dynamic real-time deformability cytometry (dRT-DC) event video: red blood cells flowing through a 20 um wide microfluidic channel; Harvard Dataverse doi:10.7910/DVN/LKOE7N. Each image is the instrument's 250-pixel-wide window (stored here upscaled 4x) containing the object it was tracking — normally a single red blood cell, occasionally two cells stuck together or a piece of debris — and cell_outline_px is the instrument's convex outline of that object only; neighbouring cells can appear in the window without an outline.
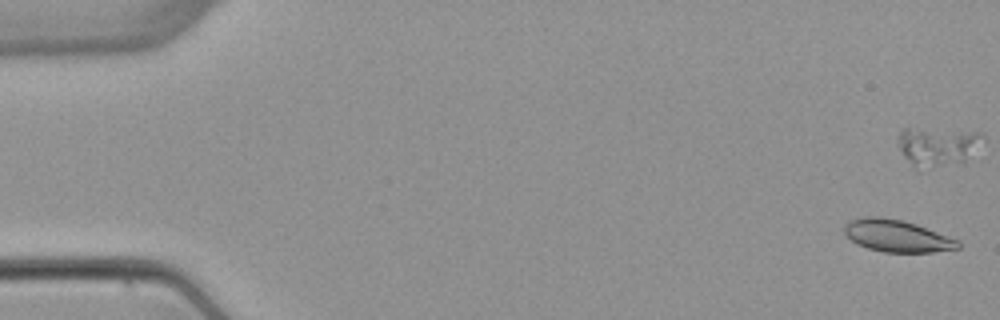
{"species": "common noctule bat (a hibernating species)", "species_latin": "Nyctalus noctula", "temperature_condition": "warm", "stored_images_in_passage": 3, "camera_frame_rate_fps": 3000, "um_per_image_px": 0.085, "animal": {"sex": "female", "body_mass_g": 22.7, "forearm_length_mm": 54.2}, "frame": {"image": 1, "passage_image": 1, "time_ms": 0.0, "image_size_px": [1000, 320], "cell_outline_px": [[960, 248], [932, 252], [884, 252], [868, 248], [856, 244], [844, 232], [844, 224], [848, 220], [864, 216], [876, 216], [900, 220], [916, 224], [960, 240]], "centroid_in_image_um": [76.23, 20.05], "position_along_channel_um": 8.8, "area_um2": 21.27}}